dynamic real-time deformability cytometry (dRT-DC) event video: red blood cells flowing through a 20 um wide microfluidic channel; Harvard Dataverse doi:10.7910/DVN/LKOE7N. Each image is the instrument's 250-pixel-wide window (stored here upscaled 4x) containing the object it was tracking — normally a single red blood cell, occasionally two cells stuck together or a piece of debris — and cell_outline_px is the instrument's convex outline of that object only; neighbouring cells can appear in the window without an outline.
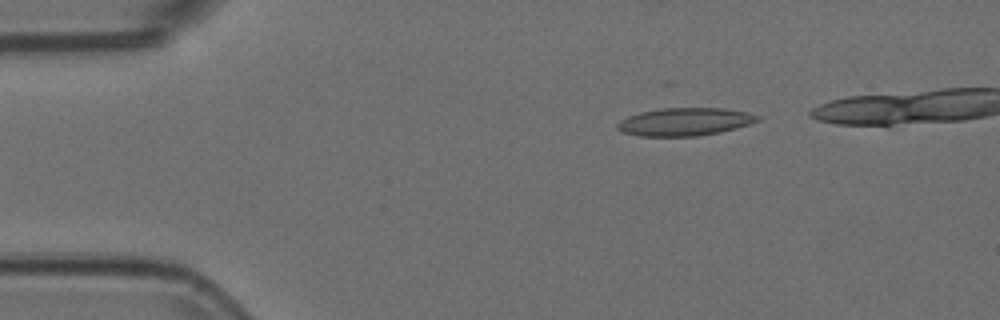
{"species": "Egyptian fruit bat (a non-hibernating species)", "species_latin": "Rousettus aegyptiacus", "temperature_condition": "room temperature", "stored_images_in_passage": 6, "camera_frame_rate_fps": 3000, "um_per_image_px": 0.085, "animal": {"sex": "female"}, "frame": {"image": 1, "passage_image": 2, "time_ms": 0.333, "image_size_px": [1000, 320], "cell_outline_px": [[760, 120], [736, 128], [720, 132], [696, 136], [640, 136], [624, 132], [616, 128], [616, 124], [620, 120], [628, 116], [640, 112], [664, 108], [724, 108], [748, 112], [760, 116]], "centroid_in_image_um": [58.21, 10.34], "position_along_channel_um": 26.8, "area_um2": 22.72}}